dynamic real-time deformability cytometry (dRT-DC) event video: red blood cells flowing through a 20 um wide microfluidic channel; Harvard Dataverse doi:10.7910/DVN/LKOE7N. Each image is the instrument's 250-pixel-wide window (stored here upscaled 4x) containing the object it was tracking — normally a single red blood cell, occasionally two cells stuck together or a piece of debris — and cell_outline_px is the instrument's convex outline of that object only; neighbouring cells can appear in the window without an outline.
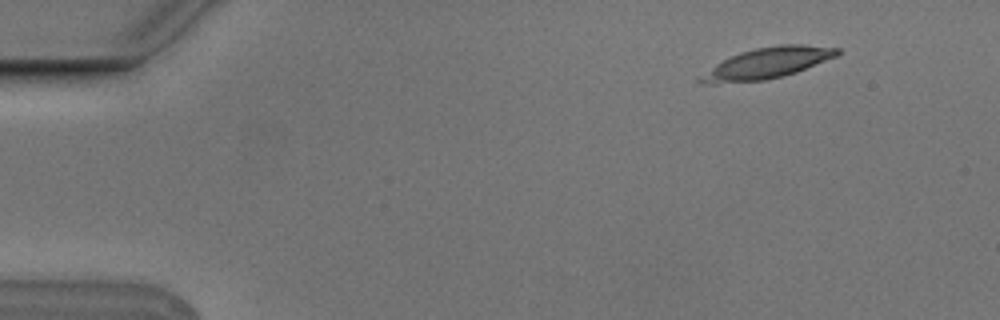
{"species": "Egyptian fruit bat (a non-hibernating species)", "species_latin": "Rousettus aegyptiacus", "temperature_condition": "cold", "stored_images_in_passage": 7, "camera_frame_rate_fps": 3000, "um_per_image_px": 0.085, "animal": {"sex": "male"}, "frame": {"image": 1, "passage_image": 2, "time_ms": 0.333, "image_size_px": [1000, 320], "cell_outline_px": [[840, 52], [836, 56], [796, 72], [784, 76], [764, 80], [704, 84], [700, 84], [696, 80], [716, 64], [740, 52], [756, 48], [780, 44], [800, 44], [840, 48]], "centroid_in_image_um": [65.22, 5.36], "position_along_channel_um": 19.8, "area_um2": 24.22}}